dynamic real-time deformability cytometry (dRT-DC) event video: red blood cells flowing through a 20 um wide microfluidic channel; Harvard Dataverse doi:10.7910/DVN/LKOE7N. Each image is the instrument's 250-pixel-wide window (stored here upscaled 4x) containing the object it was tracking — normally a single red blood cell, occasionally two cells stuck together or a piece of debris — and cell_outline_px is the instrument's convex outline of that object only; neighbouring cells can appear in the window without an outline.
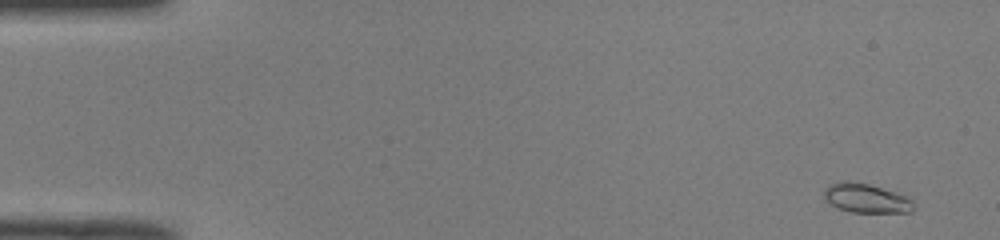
{"species": "common noctule bat (a hibernating species)", "species_latin": "Nyctalus noctula", "temperature_condition": "room temperature", "stored_images_in_passage": 19, "camera_frame_rate_fps": 3000, "um_per_image_px": 0.085, "animal": {"sex": "male", "body_mass_g": 19.0, "forearm_length_mm": 50.8}, "frame": {"image": 1, "passage_image": 2, "time_ms": 0.333, "image_size_px": [1000, 240], "cell_outline_px": [[912, 212], [852, 212], [840, 208], [824, 200], [824, 188], [828, 184], [844, 180], [868, 184], [904, 196], [912, 200]], "centroid_in_image_um": [73.54, 16.84], "position_along_channel_um": 11.5, "area_um2": 14.85}}
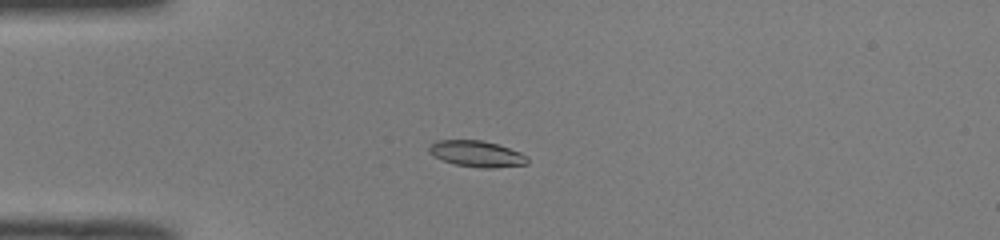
{"frame": {"image": 2, "passage_image": 13, "time_ms": 4.0, "image_size_px": [1000, 240], "cell_outline_px": [[528, 164], [496, 168], [484, 168], [456, 164], [444, 160], [428, 152], [428, 148], [432, 144], [440, 140], [480, 140], [496, 144], [520, 152], [528, 156]], "centroid_in_image_um": [40.57, 13.08], "position_along_channel_um": 44.4, "area_um2": 14.74}}
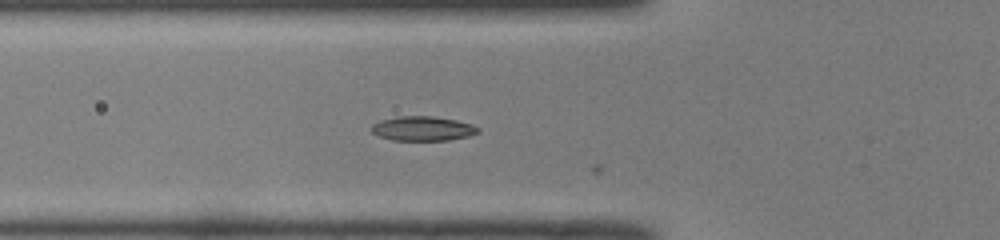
{"frame": {"image": 3, "passage_image": 18, "time_ms": 5.667, "image_size_px": [1000, 240], "cell_outline_px": [[480, 132], [468, 136], [448, 140], [392, 140], [380, 136], [372, 132], [368, 128], [372, 124], [380, 120], [396, 116], [432, 116], [456, 120], [472, 124], [480, 128]], "centroid_in_image_um": [35.91, 10.92], "position_along_channel_um": 89.9, "area_um2": 15.32}}